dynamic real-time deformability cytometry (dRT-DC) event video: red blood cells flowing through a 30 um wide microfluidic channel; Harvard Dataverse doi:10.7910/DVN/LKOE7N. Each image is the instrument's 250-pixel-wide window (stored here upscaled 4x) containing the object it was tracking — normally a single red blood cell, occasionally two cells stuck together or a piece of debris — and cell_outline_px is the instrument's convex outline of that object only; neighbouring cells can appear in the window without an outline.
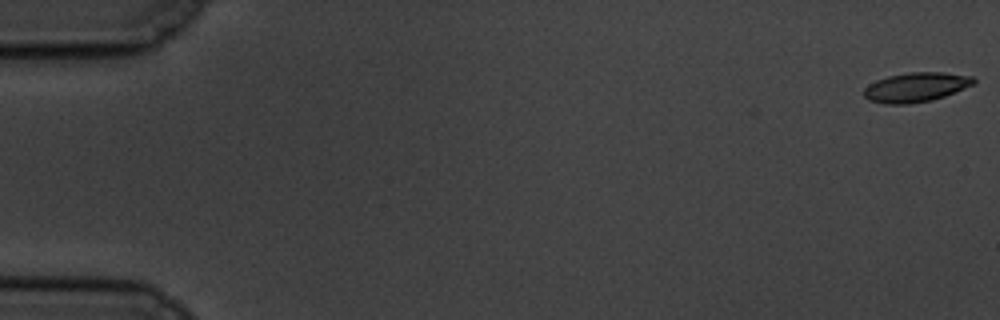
{"species": "common noctule bat (a hibernating species)", "species_latin": "Nyctalus noctula", "temperature_condition": "cold", "stored_images_in_passage": 59, "camera_frame_rate_fps": 3000, "um_per_image_px": 0.085, "animal": {"sex": "male", "body_mass_g": 19.5, "forearm_length_mm": 54.6}, "frame": {"image": 1, "passage_image": 1, "time_ms": 0.0, "image_size_px": [1000, 320], "cell_outline_px": [[976, 84], [944, 96], [932, 100], [908, 104], [884, 104], [868, 100], [864, 96], [864, 88], [868, 84], [876, 80], [888, 76], [908, 72], [944, 72], [972, 76], [976, 80]], "centroid_in_image_um": [77.85, 7.41], "position_along_channel_um": 7.1, "area_um2": 19.02}}
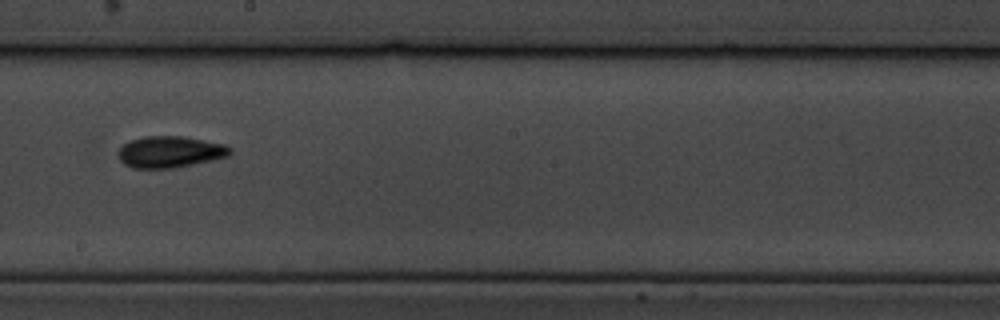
{"frame": {"image": 2, "passage_image": 34, "time_ms": 11.0, "image_size_px": [1000, 320], "cell_outline_px": [[232, 152], [228, 156], [212, 160], [172, 168], [132, 168], [124, 164], [120, 160], [116, 152], [128, 140], [144, 136], [184, 136], [224, 144], [232, 148]], "centroid_in_image_um": [14.42, 12.9], "position_along_channel_um": 233.8, "area_um2": 20.63}}
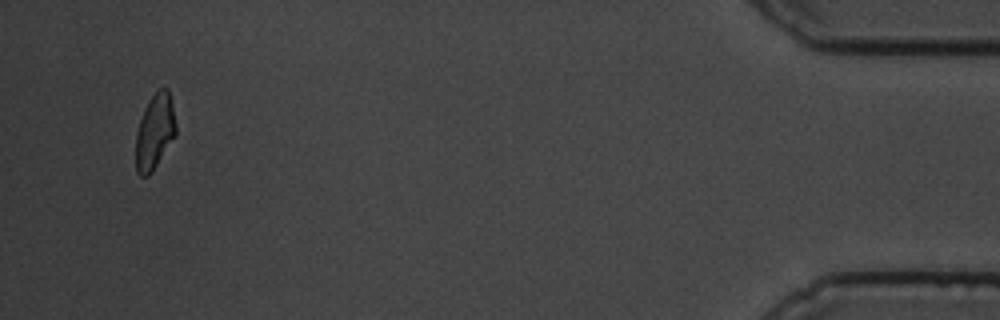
{"frame": {"image": 3, "passage_image": 57, "time_ms": 18.667, "image_size_px": [1000, 320], "cell_outline_px": [[176, 132], [152, 172], [148, 176], [140, 176], [136, 172], [136, 132], [144, 108], [148, 100], [160, 88], [168, 88], [172, 104], [176, 124]], "centroid_in_image_um": [13.13, 11.19], "position_along_channel_um": 422.1, "area_um2": 17.34}, "authors_computed_cell_mechanics": {"area_um2": 19.0162, "velocity_mm_per_s": 3.4359, "shape_relaxation_time_tau1_ms": 3.9648, "shape_relaxation_time_tau2_ms": 5.0188, "deformation_change_tau1": 0.1111, "deformation_change_tau2": 0.1213}}